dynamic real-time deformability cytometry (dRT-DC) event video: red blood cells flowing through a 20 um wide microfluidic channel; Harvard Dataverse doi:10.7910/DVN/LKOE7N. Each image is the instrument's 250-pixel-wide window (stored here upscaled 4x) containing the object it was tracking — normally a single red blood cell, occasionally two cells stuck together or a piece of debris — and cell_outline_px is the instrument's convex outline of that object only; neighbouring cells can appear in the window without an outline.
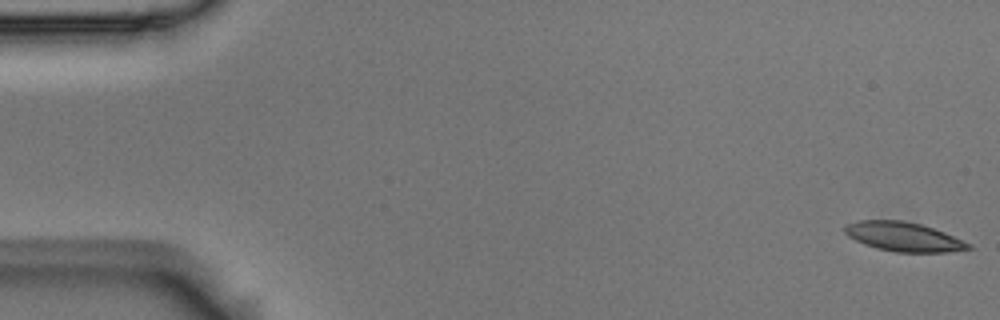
{"species": "Egyptian fruit bat (a non-hibernating species)", "species_latin": "Rousettus aegyptiacus", "temperature_condition": "room temperature", "stored_images_in_passage": 55, "camera_frame_rate_fps": 3000, "um_per_image_px": 0.085, "animal": {"sex": "male"}, "frame": {"image": 1, "passage_image": 1, "time_ms": 0.0, "image_size_px": [1000, 320], "cell_outline_px": [[972, 248], [944, 252], [896, 252], [876, 248], [864, 244], [848, 236], [844, 232], [844, 228], [848, 224], [860, 220], [904, 220], [920, 224], [944, 232], [972, 244]], "centroid_in_image_um": [76.8, 20.12], "position_along_channel_um": 8.2, "area_um2": 20.87}}
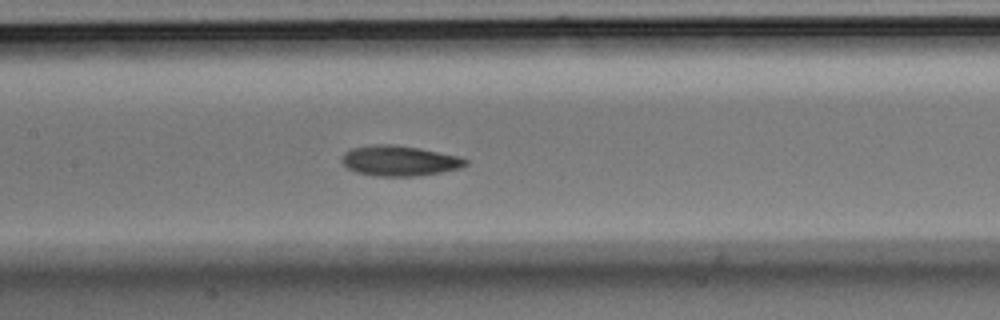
{"frame": {"image": 2, "passage_image": 26, "time_ms": 8.333, "image_size_px": [1000, 320], "cell_outline_px": [[468, 164], [460, 168], [440, 172], [412, 176], [376, 176], [356, 172], [348, 168], [340, 160], [340, 156], [344, 152], [352, 148], [372, 144], [392, 144], [420, 148], [460, 156], [468, 160]], "centroid_in_image_um": [33.93, 13.65], "position_along_channel_um": 173.5, "area_um2": 21.96}}
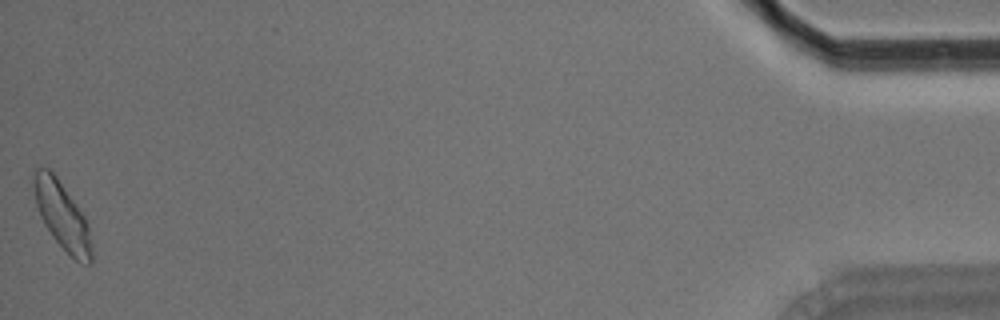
{"frame": {"image": 3, "passage_image": 55, "time_ms": 18.0, "image_size_px": [1000, 320], "cell_outline_px": [[92, 264], [80, 264], [52, 236], [44, 224], [40, 216], [36, 204], [32, 184], [32, 168], [48, 168], [56, 176], [76, 204], [84, 216], [88, 224], [92, 248]], "centroid_in_image_um": [5.26, 18.31], "position_along_channel_um": 429.9, "area_um2": 22.66}, "authors_computed_cell_mechanics": {"area_um2": 21.1548, "velocity_mm_per_s": 3.6387, "shape_relaxation_time_tau1_ms": 5.7182, "shape_relaxation_time_tau2_ms": 5.305, "deformation_change_tau1": 0.1193, "deformation_change_tau2": 0.0897}}